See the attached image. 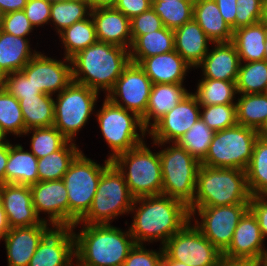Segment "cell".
Here are the masks:
<instances>
[{
    "mask_svg": "<svg viewBox=\"0 0 267 266\" xmlns=\"http://www.w3.org/2000/svg\"><path fill=\"white\" fill-rule=\"evenodd\" d=\"M251 197L245 170L200 165L195 198L189 207L249 204Z\"/></svg>",
    "mask_w": 267,
    "mask_h": 266,
    "instance_id": "4",
    "label": "cell"
},
{
    "mask_svg": "<svg viewBox=\"0 0 267 266\" xmlns=\"http://www.w3.org/2000/svg\"><path fill=\"white\" fill-rule=\"evenodd\" d=\"M263 0H237L235 29L261 21Z\"/></svg>",
    "mask_w": 267,
    "mask_h": 266,
    "instance_id": "46",
    "label": "cell"
},
{
    "mask_svg": "<svg viewBox=\"0 0 267 266\" xmlns=\"http://www.w3.org/2000/svg\"><path fill=\"white\" fill-rule=\"evenodd\" d=\"M214 133L199 118L176 143L201 163L207 155Z\"/></svg>",
    "mask_w": 267,
    "mask_h": 266,
    "instance_id": "41",
    "label": "cell"
},
{
    "mask_svg": "<svg viewBox=\"0 0 267 266\" xmlns=\"http://www.w3.org/2000/svg\"><path fill=\"white\" fill-rule=\"evenodd\" d=\"M190 222L166 241L164 253L190 266H218L222 253Z\"/></svg>",
    "mask_w": 267,
    "mask_h": 266,
    "instance_id": "12",
    "label": "cell"
},
{
    "mask_svg": "<svg viewBox=\"0 0 267 266\" xmlns=\"http://www.w3.org/2000/svg\"><path fill=\"white\" fill-rule=\"evenodd\" d=\"M235 82L203 78L198 83L196 93L192 94L200 106L236 104L233 102L235 94H238Z\"/></svg>",
    "mask_w": 267,
    "mask_h": 266,
    "instance_id": "37",
    "label": "cell"
},
{
    "mask_svg": "<svg viewBox=\"0 0 267 266\" xmlns=\"http://www.w3.org/2000/svg\"><path fill=\"white\" fill-rule=\"evenodd\" d=\"M91 9L101 7H114L117 0H87Z\"/></svg>",
    "mask_w": 267,
    "mask_h": 266,
    "instance_id": "58",
    "label": "cell"
},
{
    "mask_svg": "<svg viewBox=\"0 0 267 266\" xmlns=\"http://www.w3.org/2000/svg\"><path fill=\"white\" fill-rule=\"evenodd\" d=\"M47 222L28 227H15L3 238L8 266H28L42 238L51 230Z\"/></svg>",
    "mask_w": 267,
    "mask_h": 266,
    "instance_id": "21",
    "label": "cell"
},
{
    "mask_svg": "<svg viewBox=\"0 0 267 266\" xmlns=\"http://www.w3.org/2000/svg\"><path fill=\"white\" fill-rule=\"evenodd\" d=\"M46 1H49L51 3H54V2L70 1V0H46Z\"/></svg>",
    "mask_w": 267,
    "mask_h": 266,
    "instance_id": "66",
    "label": "cell"
},
{
    "mask_svg": "<svg viewBox=\"0 0 267 266\" xmlns=\"http://www.w3.org/2000/svg\"><path fill=\"white\" fill-rule=\"evenodd\" d=\"M264 266H267V259L264 260Z\"/></svg>",
    "mask_w": 267,
    "mask_h": 266,
    "instance_id": "69",
    "label": "cell"
},
{
    "mask_svg": "<svg viewBox=\"0 0 267 266\" xmlns=\"http://www.w3.org/2000/svg\"><path fill=\"white\" fill-rule=\"evenodd\" d=\"M9 158V142L0 145V185L5 184V169Z\"/></svg>",
    "mask_w": 267,
    "mask_h": 266,
    "instance_id": "54",
    "label": "cell"
},
{
    "mask_svg": "<svg viewBox=\"0 0 267 266\" xmlns=\"http://www.w3.org/2000/svg\"><path fill=\"white\" fill-rule=\"evenodd\" d=\"M31 151L39 159L59 150L68 140L54 126L31 128L25 135L32 133Z\"/></svg>",
    "mask_w": 267,
    "mask_h": 266,
    "instance_id": "43",
    "label": "cell"
},
{
    "mask_svg": "<svg viewBox=\"0 0 267 266\" xmlns=\"http://www.w3.org/2000/svg\"><path fill=\"white\" fill-rule=\"evenodd\" d=\"M74 143L67 141L59 150L38 159L39 181L61 180L63 178L72 161L81 152Z\"/></svg>",
    "mask_w": 267,
    "mask_h": 266,
    "instance_id": "33",
    "label": "cell"
},
{
    "mask_svg": "<svg viewBox=\"0 0 267 266\" xmlns=\"http://www.w3.org/2000/svg\"><path fill=\"white\" fill-rule=\"evenodd\" d=\"M175 50L174 32L166 27L140 35L129 50L130 62L139 64L144 58Z\"/></svg>",
    "mask_w": 267,
    "mask_h": 266,
    "instance_id": "31",
    "label": "cell"
},
{
    "mask_svg": "<svg viewBox=\"0 0 267 266\" xmlns=\"http://www.w3.org/2000/svg\"><path fill=\"white\" fill-rule=\"evenodd\" d=\"M245 173L251 195L267 196V138H257Z\"/></svg>",
    "mask_w": 267,
    "mask_h": 266,
    "instance_id": "34",
    "label": "cell"
},
{
    "mask_svg": "<svg viewBox=\"0 0 267 266\" xmlns=\"http://www.w3.org/2000/svg\"><path fill=\"white\" fill-rule=\"evenodd\" d=\"M37 54L31 52L29 40L0 30V79L9 73L21 71Z\"/></svg>",
    "mask_w": 267,
    "mask_h": 266,
    "instance_id": "28",
    "label": "cell"
},
{
    "mask_svg": "<svg viewBox=\"0 0 267 266\" xmlns=\"http://www.w3.org/2000/svg\"><path fill=\"white\" fill-rule=\"evenodd\" d=\"M256 261L251 259L229 258L222 255L218 266H253Z\"/></svg>",
    "mask_w": 267,
    "mask_h": 266,
    "instance_id": "56",
    "label": "cell"
},
{
    "mask_svg": "<svg viewBox=\"0 0 267 266\" xmlns=\"http://www.w3.org/2000/svg\"><path fill=\"white\" fill-rule=\"evenodd\" d=\"M152 7V0H117L114 8L122 12L130 20L148 11Z\"/></svg>",
    "mask_w": 267,
    "mask_h": 266,
    "instance_id": "51",
    "label": "cell"
},
{
    "mask_svg": "<svg viewBox=\"0 0 267 266\" xmlns=\"http://www.w3.org/2000/svg\"><path fill=\"white\" fill-rule=\"evenodd\" d=\"M54 100L52 95L44 93L19 100L26 130L53 126Z\"/></svg>",
    "mask_w": 267,
    "mask_h": 266,
    "instance_id": "32",
    "label": "cell"
},
{
    "mask_svg": "<svg viewBox=\"0 0 267 266\" xmlns=\"http://www.w3.org/2000/svg\"><path fill=\"white\" fill-rule=\"evenodd\" d=\"M237 93L261 94L267 90V60L240 63L236 79Z\"/></svg>",
    "mask_w": 267,
    "mask_h": 266,
    "instance_id": "38",
    "label": "cell"
},
{
    "mask_svg": "<svg viewBox=\"0 0 267 266\" xmlns=\"http://www.w3.org/2000/svg\"><path fill=\"white\" fill-rule=\"evenodd\" d=\"M96 116L104 140L112 149V154L108 156L110 161L145 142L142 138L147 131L141 118L136 113L112 103L108 98L104 99ZM137 128L142 137L137 133Z\"/></svg>",
    "mask_w": 267,
    "mask_h": 266,
    "instance_id": "10",
    "label": "cell"
},
{
    "mask_svg": "<svg viewBox=\"0 0 267 266\" xmlns=\"http://www.w3.org/2000/svg\"><path fill=\"white\" fill-rule=\"evenodd\" d=\"M110 163L107 159L104 166H101L81 151L70 164L62 178L68 195L69 227L78 223L89 211L103 170Z\"/></svg>",
    "mask_w": 267,
    "mask_h": 266,
    "instance_id": "8",
    "label": "cell"
},
{
    "mask_svg": "<svg viewBox=\"0 0 267 266\" xmlns=\"http://www.w3.org/2000/svg\"><path fill=\"white\" fill-rule=\"evenodd\" d=\"M0 198L10 228L28 227L48 222L37 216L30 186L5 183L0 185Z\"/></svg>",
    "mask_w": 267,
    "mask_h": 266,
    "instance_id": "20",
    "label": "cell"
},
{
    "mask_svg": "<svg viewBox=\"0 0 267 266\" xmlns=\"http://www.w3.org/2000/svg\"><path fill=\"white\" fill-rule=\"evenodd\" d=\"M264 240L257 218L248 209L241 217L231 243L222 255L229 258L251 259L256 262L267 259V249H264Z\"/></svg>",
    "mask_w": 267,
    "mask_h": 266,
    "instance_id": "19",
    "label": "cell"
},
{
    "mask_svg": "<svg viewBox=\"0 0 267 266\" xmlns=\"http://www.w3.org/2000/svg\"><path fill=\"white\" fill-rule=\"evenodd\" d=\"M160 266H190L188 263H182L179 261H174L170 259L165 253L162 256L161 259V265Z\"/></svg>",
    "mask_w": 267,
    "mask_h": 266,
    "instance_id": "59",
    "label": "cell"
},
{
    "mask_svg": "<svg viewBox=\"0 0 267 266\" xmlns=\"http://www.w3.org/2000/svg\"><path fill=\"white\" fill-rule=\"evenodd\" d=\"M90 17V18H89ZM65 47V58L71 59L78 52L84 50L97 41L95 24L91 15L75 22L72 26L59 33Z\"/></svg>",
    "mask_w": 267,
    "mask_h": 266,
    "instance_id": "35",
    "label": "cell"
},
{
    "mask_svg": "<svg viewBox=\"0 0 267 266\" xmlns=\"http://www.w3.org/2000/svg\"><path fill=\"white\" fill-rule=\"evenodd\" d=\"M138 203L140 207L136 209ZM131 211L135 215L129 231L136 244L160 240L163 246L191 221L189 208L165 195L135 198Z\"/></svg>",
    "mask_w": 267,
    "mask_h": 266,
    "instance_id": "1",
    "label": "cell"
},
{
    "mask_svg": "<svg viewBox=\"0 0 267 266\" xmlns=\"http://www.w3.org/2000/svg\"><path fill=\"white\" fill-rule=\"evenodd\" d=\"M91 10L87 0L54 2L51 5L50 21L54 22L59 34L75 22L88 18L91 15Z\"/></svg>",
    "mask_w": 267,
    "mask_h": 266,
    "instance_id": "39",
    "label": "cell"
},
{
    "mask_svg": "<svg viewBox=\"0 0 267 266\" xmlns=\"http://www.w3.org/2000/svg\"><path fill=\"white\" fill-rule=\"evenodd\" d=\"M75 234V257L88 266H122L135 241L128 229L111 224H84ZM130 239V240H129Z\"/></svg>",
    "mask_w": 267,
    "mask_h": 266,
    "instance_id": "3",
    "label": "cell"
},
{
    "mask_svg": "<svg viewBox=\"0 0 267 266\" xmlns=\"http://www.w3.org/2000/svg\"><path fill=\"white\" fill-rule=\"evenodd\" d=\"M188 208L191 218H194L196 211L200 216L201 222L196 219L195 226L223 253L231 243L235 228L249 209V204Z\"/></svg>",
    "mask_w": 267,
    "mask_h": 266,
    "instance_id": "13",
    "label": "cell"
},
{
    "mask_svg": "<svg viewBox=\"0 0 267 266\" xmlns=\"http://www.w3.org/2000/svg\"><path fill=\"white\" fill-rule=\"evenodd\" d=\"M261 22L267 25V0H263Z\"/></svg>",
    "mask_w": 267,
    "mask_h": 266,
    "instance_id": "60",
    "label": "cell"
},
{
    "mask_svg": "<svg viewBox=\"0 0 267 266\" xmlns=\"http://www.w3.org/2000/svg\"><path fill=\"white\" fill-rule=\"evenodd\" d=\"M51 5L46 0H28L23 11L33 27L42 26L50 21Z\"/></svg>",
    "mask_w": 267,
    "mask_h": 266,
    "instance_id": "50",
    "label": "cell"
},
{
    "mask_svg": "<svg viewBox=\"0 0 267 266\" xmlns=\"http://www.w3.org/2000/svg\"><path fill=\"white\" fill-rule=\"evenodd\" d=\"M193 19L215 43L232 42L233 30L224 21L214 0H194Z\"/></svg>",
    "mask_w": 267,
    "mask_h": 266,
    "instance_id": "27",
    "label": "cell"
},
{
    "mask_svg": "<svg viewBox=\"0 0 267 266\" xmlns=\"http://www.w3.org/2000/svg\"><path fill=\"white\" fill-rule=\"evenodd\" d=\"M6 136V133L2 130L0 126V145L9 142L8 140H6Z\"/></svg>",
    "mask_w": 267,
    "mask_h": 266,
    "instance_id": "62",
    "label": "cell"
},
{
    "mask_svg": "<svg viewBox=\"0 0 267 266\" xmlns=\"http://www.w3.org/2000/svg\"><path fill=\"white\" fill-rule=\"evenodd\" d=\"M38 158L23 147L9 142V158L5 169V183L31 186L39 181Z\"/></svg>",
    "mask_w": 267,
    "mask_h": 266,
    "instance_id": "29",
    "label": "cell"
},
{
    "mask_svg": "<svg viewBox=\"0 0 267 266\" xmlns=\"http://www.w3.org/2000/svg\"><path fill=\"white\" fill-rule=\"evenodd\" d=\"M70 65H72L71 59L64 57L62 62L37 51L21 72L42 93L53 96V93H60L73 81Z\"/></svg>",
    "mask_w": 267,
    "mask_h": 266,
    "instance_id": "16",
    "label": "cell"
},
{
    "mask_svg": "<svg viewBox=\"0 0 267 266\" xmlns=\"http://www.w3.org/2000/svg\"><path fill=\"white\" fill-rule=\"evenodd\" d=\"M72 79L97 92L107 94L130 63L129 50L109 43L96 41L71 58Z\"/></svg>",
    "mask_w": 267,
    "mask_h": 266,
    "instance_id": "2",
    "label": "cell"
},
{
    "mask_svg": "<svg viewBox=\"0 0 267 266\" xmlns=\"http://www.w3.org/2000/svg\"><path fill=\"white\" fill-rule=\"evenodd\" d=\"M55 229V230H54ZM52 228L40 241L28 266H71L75 257L72 227Z\"/></svg>",
    "mask_w": 267,
    "mask_h": 266,
    "instance_id": "18",
    "label": "cell"
},
{
    "mask_svg": "<svg viewBox=\"0 0 267 266\" xmlns=\"http://www.w3.org/2000/svg\"><path fill=\"white\" fill-rule=\"evenodd\" d=\"M232 43L236 47L240 63L266 60V25L260 21L235 29Z\"/></svg>",
    "mask_w": 267,
    "mask_h": 266,
    "instance_id": "30",
    "label": "cell"
},
{
    "mask_svg": "<svg viewBox=\"0 0 267 266\" xmlns=\"http://www.w3.org/2000/svg\"><path fill=\"white\" fill-rule=\"evenodd\" d=\"M76 261H77L76 266H88V265H85L83 263H80L78 260H76ZM71 266H74V265H71Z\"/></svg>",
    "mask_w": 267,
    "mask_h": 266,
    "instance_id": "67",
    "label": "cell"
},
{
    "mask_svg": "<svg viewBox=\"0 0 267 266\" xmlns=\"http://www.w3.org/2000/svg\"><path fill=\"white\" fill-rule=\"evenodd\" d=\"M32 203L39 217L49 214L52 227H69V202L63 180L38 181L30 186Z\"/></svg>",
    "mask_w": 267,
    "mask_h": 266,
    "instance_id": "17",
    "label": "cell"
},
{
    "mask_svg": "<svg viewBox=\"0 0 267 266\" xmlns=\"http://www.w3.org/2000/svg\"><path fill=\"white\" fill-rule=\"evenodd\" d=\"M111 162L122 173L134 198L162 195L159 152L153 153L144 142L119 154Z\"/></svg>",
    "mask_w": 267,
    "mask_h": 266,
    "instance_id": "5",
    "label": "cell"
},
{
    "mask_svg": "<svg viewBox=\"0 0 267 266\" xmlns=\"http://www.w3.org/2000/svg\"><path fill=\"white\" fill-rule=\"evenodd\" d=\"M258 137L256 130L240 124L217 131L201 165L245 170Z\"/></svg>",
    "mask_w": 267,
    "mask_h": 266,
    "instance_id": "9",
    "label": "cell"
},
{
    "mask_svg": "<svg viewBox=\"0 0 267 266\" xmlns=\"http://www.w3.org/2000/svg\"><path fill=\"white\" fill-rule=\"evenodd\" d=\"M169 147L159 151L162 195L189 207L195 198L197 173L201 163L176 142Z\"/></svg>",
    "mask_w": 267,
    "mask_h": 266,
    "instance_id": "7",
    "label": "cell"
},
{
    "mask_svg": "<svg viewBox=\"0 0 267 266\" xmlns=\"http://www.w3.org/2000/svg\"><path fill=\"white\" fill-rule=\"evenodd\" d=\"M265 49H266L265 58L267 60V25H266V43H265Z\"/></svg>",
    "mask_w": 267,
    "mask_h": 266,
    "instance_id": "64",
    "label": "cell"
},
{
    "mask_svg": "<svg viewBox=\"0 0 267 266\" xmlns=\"http://www.w3.org/2000/svg\"><path fill=\"white\" fill-rule=\"evenodd\" d=\"M194 1H155L152 9L161 18L164 27L175 30L193 19Z\"/></svg>",
    "mask_w": 267,
    "mask_h": 266,
    "instance_id": "40",
    "label": "cell"
},
{
    "mask_svg": "<svg viewBox=\"0 0 267 266\" xmlns=\"http://www.w3.org/2000/svg\"><path fill=\"white\" fill-rule=\"evenodd\" d=\"M218 8L220 10V14L222 15L224 21L231 27V29L235 30V19H236V8H237V0H214Z\"/></svg>",
    "mask_w": 267,
    "mask_h": 266,
    "instance_id": "53",
    "label": "cell"
},
{
    "mask_svg": "<svg viewBox=\"0 0 267 266\" xmlns=\"http://www.w3.org/2000/svg\"><path fill=\"white\" fill-rule=\"evenodd\" d=\"M134 199L122 173L111 162L103 170L89 211L72 226V229L81 222L110 224V221L118 215L131 212Z\"/></svg>",
    "mask_w": 267,
    "mask_h": 266,
    "instance_id": "6",
    "label": "cell"
},
{
    "mask_svg": "<svg viewBox=\"0 0 267 266\" xmlns=\"http://www.w3.org/2000/svg\"><path fill=\"white\" fill-rule=\"evenodd\" d=\"M267 196H252L249 202V209L257 218L260 231L265 240L267 237Z\"/></svg>",
    "mask_w": 267,
    "mask_h": 266,
    "instance_id": "52",
    "label": "cell"
},
{
    "mask_svg": "<svg viewBox=\"0 0 267 266\" xmlns=\"http://www.w3.org/2000/svg\"><path fill=\"white\" fill-rule=\"evenodd\" d=\"M200 118L214 132L237 124L236 104L201 106Z\"/></svg>",
    "mask_w": 267,
    "mask_h": 266,
    "instance_id": "44",
    "label": "cell"
},
{
    "mask_svg": "<svg viewBox=\"0 0 267 266\" xmlns=\"http://www.w3.org/2000/svg\"><path fill=\"white\" fill-rule=\"evenodd\" d=\"M131 36L134 42L140 35H146L164 28L161 18L156 14L152 7L142 14L130 20Z\"/></svg>",
    "mask_w": 267,
    "mask_h": 266,
    "instance_id": "47",
    "label": "cell"
},
{
    "mask_svg": "<svg viewBox=\"0 0 267 266\" xmlns=\"http://www.w3.org/2000/svg\"><path fill=\"white\" fill-rule=\"evenodd\" d=\"M4 15H5V13H4L3 10L0 8V29H1V26H2V22H3V19H4Z\"/></svg>",
    "mask_w": 267,
    "mask_h": 266,
    "instance_id": "63",
    "label": "cell"
},
{
    "mask_svg": "<svg viewBox=\"0 0 267 266\" xmlns=\"http://www.w3.org/2000/svg\"><path fill=\"white\" fill-rule=\"evenodd\" d=\"M188 94L190 93L183 87V83L153 84L148 99L147 110L141 117L142 124L146 131L180 103ZM150 120H152L153 123H150Z\"/></svg>",
    "mask_w": 267,
    "mask_h": 266,
    "instance_id": "25",
    "label": "cell"
},
{
    "mask_svg": "<svg viewBox=\"0 0 267 266\" xmlns=\"http://www.w3.org/2000/svg\"><path fill=\"white\" fill-rule=\"evenodd\" d=\"M155 1H171V0H155ZM179 1H194V0H179Z\"/></svg>",
    "mask_w": 267,
    "mask_h": 266,
    "instance_id": "68",
    "label": "cell"
},
{
    "mask_svg": "<svg viewBox=\"0 0 267 266\" xmlns=\"http://www.w3.org/2000/svg\"><path fill=\"white\" fill-rule=\"evenodd\" d=\"M10 229L11 228L8 223L6 212L4 210V207L2 205V201L0 198V240L6 236V234L10 231Z\"/></svg>",
    "mask_w": 267,
    "mask_h": 266,
    "instance_id": "57",
    "label": "cell"
},
{
    "mask_svg": "<svg viewBox=\"0 0 267 266\" xmlns=\"http://www.w3.org/2000/svg\"><path fill=\"white\" fill-rule=\"evenodd\" d=\"M253 266H264V260L256 262Z\"/></svg>",
    "mask_w": 267,
    "mask_h": 266,
    "instance_id": "65",
    "label": "cell"
},
{
    "mask_svg": "<svg viewBox=\"0 0 267 266\" xmlns=\"http://www.w3.org/2000/svg\"><path fill=\"white\" fill-rule=\"evenodd\" d=\"M237 124L258 131L267 118V94H242L236 102Z\"/></svg>",
    "mask_w": 267,
    "mask_h": 266,
    "instance_id": "36",
    "label": "cell"
},
{
    "mask_svg": "<svg viewBox=\"0 0 267 266\" xmlns=\"http://www.w3.org/2000/svg\"><path fill=\"white\" fill-rule=\"evenodd\" d=\"M260 137L267 138V118L262 127L257 131Z\"/></svg>",
    "mask_w": 267,
    "mask_h": 266,
    "instance_id": "61",
    "label": "cell"
},
{
    "mask_svg": "<svg viewBox=\"0 0 267 266\" xmlns=\"http://www.w3.org/2000/svg\"><path fill=\"white\" fill-rule=\"evenodd\" d=\"M173 32L175 50L190 66L197 68V65L208 53V45L212 41L194 19L173 30Z\"/></svg>",
    "mask_w": 267,
    "mask_h": 266,
    "instance_id": "26",
    "label": "cell"
},
{
    "mask_svg": "<svg viewBox=\"0 0 267 266\" xmlns=\"http://www.w3.org/2000/svg\"><path fill=\"white\" fill-rule=\"evenodd\" d=\"M98 41L130 50L132 46L130 19L114 7L91 10Z\"/></svg>",
    "mask_w": 267,
    "mask_h": 266,
    "instance_id": "22",
    "label": "cell"
},
{
    "mask_svg": "<svg viewBox=\"0 0 267 266\" xmlns=\"http://www.w3.org/2000/svg\"><path fill=\"white\" fill-rule=\"evenodd\" d=\"M143 245L135 244L122 266H160L164 254L163 246L156 252L145 249Z\"/></svg>",
    "mask_w": 267,
    "mask_h": 266,
    "instance_id": "48",
    "label": "cell"
},
{
    "mask_svg": "<svg viewBox=\"0 0 267 266\" xmlns=\"http://www.w3.org/2000/svg\"><path fill=\"white\" fill-rule=\"evenodd\" d=\"M98 92L71 82L57 94L54 101V124L68 141H74L77 132L85 126L94 109Z\"/></svg>",
    "mask_w": 267,
    "mask_h": 266,
    "instance_id": "11",
    "label": "cell"
},
{
    "mask_svg": "<svg viewBox=\"0 0 267 266\" xmlns=\"http://www.w3.org/2000/svg\"><path fill=\"white\" fill-rule=\"evenodd\" d=\"M33 25L23 10L5 13L1 31L18 37H26L33 30Z\"/></svg>",
    "mask_w": 267,
    "mask_h": 266,
    "instance_id": "49",
    "label": "cell"
},
{
    "mask_svg": "<svg viewBox=\"0 0 267 266\" xmlns=\"http://www.w3.org/2000/svg\"><path fill=\"white\" fill-rule=\"evenodd\" d=\"M138 65L153 84L183 83L186 72L192 68L176 50L144 58Z\"/></svg>",
    "mask_w": 267,
    "mask_h": 266,
    "instance_id": "23",
    "label": "cell"
},
{
    "mask_svg": "<svg viewBox=\"0 0 267 266\" xmlns=\"http://www.w3.org/2000/svg\"><path fill=\"white\" fill-rule=\"evenodd\" d=\"M196 97L190 93L172 110L166 113L147 131L153 143L163 145L177 142L200 118V108Z\"/></svg>",
    "mask_w": 267,
    "mask_h": 266,
    "instance_id": "15",
    "label": "cell"
},
{
    "mask_svg": "<svg viewBox=\"0 0 267 266\" xmlns=\"http://www.w3.org/2000/svg\"><path fill=\"white\" fill-rule=\"evenodd\" d=\"M1 86H3L18 101L23 97L43 94L21 71L4 75L1 78Z\"/></svg>",
    "mask_w": 267,
    "mask_h": 266,
    "instance_id": "45",
    "label": "cell"
},
{
    "mask_svg": "<svg viewBox=\"0 0 267 266\" xmlns=\"http://www.w3.org/2000/svg\"><path fill=\"white\" fill-rule=\"evenodd\" d=\"M28 0H0V8L4 13L21 11L24 9Z\"/></svg>",
    "mask_w": 267,
    "mask_h": 266,
    "instance_id": "55",
    "label": "cell"
},
{
    "mask_svg": "<svg viewBox=\"0 0 267 266\" xmlns=\"http://www.w3.org/2000/svg\"><path fill=\"white\" fill-rule=\"evenodd\" d=\"M0 126L8 134L16 136L26 132L19 101L0 85Z\"/></svg>",
    "mask_w": 267,
    "mask_h": 266,
    "instance_id": "42",
    "label": "cell"
},
{
    "mask_svg": "<svg viewBox=\"0 0 267 266\" xmlns=\"http://www.w3.org/2000/svg\"><path fill=\"white\" fill-rule=\"evenodd\" d=\"M152 85V81L144 70L138 64L130 62L123 69L113 88L106 94V98L112 103L136 113L141 118L147 110Z\"/></svg>",
    "mask_w": 267,
    "mask_h": 266,
    "instance_id": "14",
    "label": "cell"
},
{
    "mask_svg": "<svg viewBox=\"0 0 267 266\" xmlns=\"http://www.w3.org/2000/svg\"><path fill=\"white\" fill-rule=\"evenodd\" d=\"M203 69V78L223 81H236L240 59L232 42L215 43L214 49L208 51L197 65Z\"/></svg>",
    "mask_w": 267,
    "mask_h": 266,
    "instance_id": "24",
    "label": "cell"
}]
</instances>
